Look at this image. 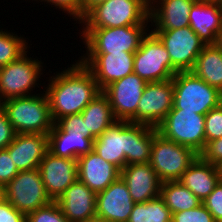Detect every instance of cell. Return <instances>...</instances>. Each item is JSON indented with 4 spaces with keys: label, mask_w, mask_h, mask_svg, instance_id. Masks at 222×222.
Returning <instances> with one entry per match:
<instances>
[{
    "label": "cell",
    "mask_w": 222,
    "mask_h": 222,
    "mask_svg": "<svg viewBox=\"0 0 222 222\" xmlns=\"http://www.w3.org/2000/svg\"><path fill=\"white\" fill-rule=\"evenodd\" d=\"M153 141L154 127L117 120L94 139L93 150L122 170L129 164L149 163Z\"/></svg>",
    "instance_id": "6da1fadb"
},
{
    "label": "cell",
    "mask_w": 222,
    "mask_h": 222,
    "mask_svg": "<svg viewBox=\"0 0 222 222\" xmlns=\"http://www.w3.org/2000/svg\"><path fill=\"white\" fill-rule=\"evenodd\" d=\"M48 77L44 89L47 94L53 122L81 113L102 90L93 74L79 61Z\"/></svg>",
    "instance_id": "7a4b0ae2"
},
{
    "label": "cell",
    "mask_w": 222,
    "mask_h": 222,
    "mask_svg": "<svg viewBox=\"0 0 222 222\" xmlns=\"http://www.w3.org/2000/svg\"><path fill=\"white\" fill-rule=\"evenodd\" d=\"M16 97L0 103L16 134H48L54 122L50 113V104L45 93Z\"/></svg>",
    "instance_id": "3957f363"
},
{
    "label": "cell",
    "mask_w": 222,
    "mask_h": 222,
    "mask_svg": "<svg viewBox=\"0 0 222 222\" xmlns=\"http://www.w3.org/2000/svg\"><path fill=\"white\" fill-rule=\"evenodd\" d=\"M83 54L135 53L142 38L150 30L149 24L129 25L113 28H80Z\"/></svg>",
    "instance_id": "277c9868"
},
{
    "label": "cell",
    "mask_w": 222,
    "mask_h": 222,
    "mask_svg": "<svg viewBox=\"0 0 222 222\" xmlns=\"http://www.w3.org/2000/svg\"><path fill=\"white\" fill-rule=\"evenodd\" d=\"M149 14L150 0H107L94 6L79 24L81 28L148 24Z\"/></svg>",
    "instance_id": "5b68a950"
},
{
    "label": "cell",
    "mask_w": 222,
    "mask_h": 222,
    "mask_svg": "<svg viewBox=\"0 0 222 222\" xmlns=\"http://www.w3.org/2000/svg\"><path fill=\"white\" fill-rule=\"evenodd\" d=\"M172 109L205 115L222 103V92L211 87L191 71L177 72L173 78Z\"/></svg>",
    "instance_id": "8992f818"
},
{
    "label": "cell",
    "mask_w": 222,
    "mask_h": 222,
    "mask_svg": "<svg viewBox=\"0 0 222 222\" xmlns=\"http://www.w3.org/2000/svg\"><path fill=\"white\" fill-rule=\"evenodd\" d=\"M28 53L0 68V103L11 98L34 95L37 92L33 90L42 85L40 79H43L41 75L44 74L45 64L40 58L29 57Z\"/></svg>",
    "instance_id": "52a82bcc"
},
{
    "label": "cell",
    "mask_w": 222,
    "mask_h": 222,
    "mask_svg": "<svg viewBox=\"0 0 222 222\" xmlns=\"http://www.w3.org/2000/svg\"><path fill=\"white\" fill-rule=\"evenodd\" d=\"M198 156L193 149L164 138L154 127L149 164L161 182L179 180Z\"/></svg>",
    "instance_id": "ba28073f"
},
{
    "label": "cell",
    "mask_w": 222,
    "mask_h": 222,
    "mask_svg": "<svg viewBox=\"0 0 222 222\" xmlns=\"http://www.w3.org/2000/svg\"><path fill=\"white\" fill-rule=\"evenodd\" d=\"M159 134L200 154L205 145V115L171 109L156 127Z\"/></svg>",
    "instance_id": "9c48e42d"
},
{
    "label": "cell",
    "mask_w": 222,
    "mask_h": 222,
    "mask_svg": "<svg viewBox=\"0 0 222 222\" xmlns=\"http://www.w3.org/2000/svg\"><path fill=\"white\" fill-rule=\"evenodd\" d=\"M133 72L147 83L166 81L176 74L172 70L167 49L151 29L134 53Z\"/></svg>",
    "instance_id": "30bf717a"
},
{
    "label": "cell",
    "mask_w": 222,
    "mask_h": 222,
    "mask_svg": "<svg viewBox=\"0 0 222 222\" xmlns=\"http://www.w3.org/2000/svg\"><path fill=\"white\" fill-rule=\"evenodd\" d=\"M4 193L5 199L25 215L52 202L45 190L39 168L18 172L4 186Z\"/></svg>",
    "instance_id": "8fae6325"
},
{
    "label": "cell",
    "mask_w": 222,
    "mask_h": 222,
    "mask_svg": "<svg viewBox=\"0 0 222 222\" xmlns=\"http://www.w3.org/2000/svg\"><path fill=\"white\" fill-rule=\"evenodd\" d=\"M167 49L172 70L191 71L205 44L190 26L172 30H151Z\"/></svg>",
    "instance_id": "7c38bea8"
},
{
    "label": "cell",
    "mask_w": 222,
    "mask_h": 222,
    "mask_svg": "<svg viewBox=\"0 0 222 222\" xmlns=\"http://www.w3.org/2000/svg\"><path fill=\"white\" fill-rule=\"evenodd\" d=\"M146 84L133 72L102 91L109 99L116 120L137 123V107Z\"/></svg>",
    "instance_id": "4fadbf2b"
},
{
    "label": "cell",
    "mask_w": 222,
    "mask_h": 222,
    "mask_svg": "<svg viewBox=\"0 0 222 222\" xmlns=\"http://www.w3.org/2000/svg\"><path fill=\"white\" fill-rule=\"evenodd\" d=\"M173 101L172 79L147 83L137 107V123L157 127L172 109Z\"/></svg>",
    "instance_id": "5bb4252c"
},
{
    "label": "cell",
    "mask_w": 222,
    "mask_h": 222,
    "mask_svg": "<svg viewBox=\"0 0 222 222\" xmlns=\"http://www.w3.org/2000/svg\"><path fill=\"white\" fill-rule=\"evenodd\" d=\"M78 60L93 74L102 91L133 73L134 53L83 54Z\"/></svg>",
    "instance_id": "9a60e30c"
},
{
    "label": "cell",
    "mask_w": 222,
    "mask_h": 222,
    "mask_svg": "<svg viewBox=\"0 0 222 222\" xmlns=\"http://www.w3.org/2000/svg\"><path fill=\"white\" fill-rule=\"evenodd\" d=\"M135 202L120 176L96 195V221L127 222Z\"/></svg>",
    "instance_id": "2e32d148"
},
{
    "label": "cell",
    "mask_w": 222,
    "mask_h": 222,
    "mask_svg": "<svg viewBox=\"0 0 222 222\" xmlns=\"http://www.w3.org/2000/svg\"><path fill=\"white\" fill-rule=\"evenodd\" d=\"M39 172L48 196L56 201L78 179L77 159L58 157L47 151Z\"/></svg>",
    "instance_id": "e0dca14e"
},
{
    "label": "cell",
    "mask_w": 222,
    "mask_h": 222,
    "mask_svg": "<svg viewBox=\"0 0 222 222\" xmlns=\"http://www.w3.org/2000/svg\"><path fill=\"white\" fill-rule=\"evenodd\" d=\"M96 193L78 179L56 200L69 222L96 221Z\"/></svg>",
    "instance_id": "ac0fdd59"
},
{
    "label": "cell",
    "mask_w": 222,
    "mask_h": 222,
    "mask_svg": "<svg viewBox=\"0 0 222 222\" xmlns=\"http://www.w3.org/2000/svg\"><path fill=\"white\" fill-rule=\"evenodd\" d=\"M78 180L96 194L121 176V170L101 158L94 150L77 158Z\"/></svg>",
    "instance_id": "d6986e66"
},
{
    "label": "cell",
    "mask_w": 222,
    "mask_h": 222,
    "mask_svg": "<svg viewBox=\"0 0 222 222\" xmlns=\"http://www.w3.org/2000/svg\"><path fill=\"white\" fill-rule=\"evenodd\" d=\"M6 149L19 172L37 169L48 151V134H16Z\"/></svg>",
    "instance_id": "ffe728a7"
},
{
    "label": "cell",
    "mask_w": 222,
    "mask_h": 222,
    "mask_svg": "<svg viewBox=\"0 0 222 222\" xmlns=\"http://www.w3.org/2000/svg\"><path fill=\"white\" fill-rule=\"evenodd\" d=\"M121 177L135 203H144L160 196L161 181L149 163L126 165Z\"/></svg>",
    "instance_id": "44dd1931"
},
{
    "label": "cell",
    "mask_w": 222,
    "mask_h": 222,
    "mask_svg": "<svg viewBox=\"0 0 222 222\" xmlns=\"http://www.w3.org/2000/svg\"><path fill=\"white\" fill-rule=\"evenodd\" d=\"M196 1L150 0V29L172 30L189 26L190 10Z\"/></svg>",
    "instance_id": "7402d4cb"
},
{
    "label": "cell",
    "mask_w": 222,
    "mask_h": 222,
    "mask_svg": "<svg viewBox=\"0 0 222 222\" xmlns=\"http://www.w3.org/2000/svg\"><path fill=\"white\" fill-rule=\"evenodd\" d=\"M189 26L205 45L216 44L222 28V4L196 1L190 10Z\"/></svg>",
    "instance_id": "603a6c76"
},
{
    "label": "cell",
    "mask_w": 222,
    "mask_h": 222,
    "mask_svg": "<svg viewBox=\"0 0 222 222\" xmlns=\"http://www.w3.org/2000/svg\"><path fill=\"white\" fill-rule=\"evenodd\" d=\"M222 179L221 169L200 156L182 174L180 181L202 202Z\"/></svg>",
    "instance_id": "cb8c5ba5"
},
{
    "label": "cell",
    "mask_w": 222,
    "mask_h": 222,
    "mask_svg": "<svg viewBox=\"0 0 222 222\" xmlns=\"http://www.w3.org/2000/svg\"><path fill=\"white\" fill-rule=\"evenodd\" d=\"M93 150V140L86 135L61 130L55 123L48 133V151L55 156L77 159Z\"/></svg>",
    "instance_id": "d4e9b609"
},
{
    "label": "cell",
    "mask_w": 222,
    "mask_h": 222,
    "mask_svg": "<svg viewBox=\"0 0 222 222\" xmlns=\"http://www.w3.org/2000/svg\"><path fill=\"white\" fill-rule=\"evenodd\" d=\"M81 115L84 120V135L93 141L117 121L113 115L109 99L103 92L87 105Z\"/></svg>",
    "instance_id": "484cf974"
},
{
    "label": "cell",
    "mask_w": 222,
    "mask_h": 222,
    "mask_svg": "<svg viewBox=\"0 0 222 222\" xmlns=\"http://www.w3.org/2000/svg\"><path fill=\"white\" fill-rule=\"evenodd\" d=\"M191 72L222 92V50L216 44L205 45Z\"/></svg>",
    "instance_id": "4316f807"
},
{
    "label": "cell",
    "mask_w": 222,
    "mask_h": 222,
    "mask_svg": "<svg viewBox=\"0 0 222 222\" xmlns=\"http://www.w3.org/2000/svg\"><path fill=\"white\" fill-rule=\"evenodd\" d=\"M160 197L171 214L196 208L202 202L180 181L161 182Z\"/></svg>",
    "instance_id": "83f0119b"
},
{
    "label": "cell",
    "mask_w": 222,
    "mask_h": 222,
    "mask_svg": "<svg viewBox=\"0 0 222 222\" xmlns=\"http://www.w3.org/2000/svg\"><path fill=\"white\" fill-rule=\"evenodd\" d=\"M172 214L159 196L144 203H135L127 222H171Z\"/></svg>",
    "instance_id": "f1b7e54d"
},
{
    "label": "cell",
    "mask_w": 222,
    "mask_h": 222,
    "mask_svg": "<svg viewBox=\"0 0 222 222\" xmlns=\"http://www.w3.org/2000/svg\"><path fill=\"white\" fill-rule=\"evenodd\" d=\"M19 36L15 32L0 29V68L19 59L29 50L30 44L28 45L26 40L28 38Z\"/></svg>",
    "instance_id": "f546056e"
},
{
    "label": "cell",
    "mask_w": 222,
    "mask_h": 222,
    "mask_svg": "<svg viewBox=\"0 0 222 222\" xmlns=\"http://www.w3.org/2000/svg\"><path fill=\"white\" fill-rule=\"evenodd\" d=\"M26 222H69L56 201L26 215Z\"/></svg>",
    "instance_id": "4dcf8cb0"
},
{
    "label": "cell",
    "mask_w": 222,
    "mask_h": 222,
    "mask_svg": "<svg viewBox=\"0 0 222 222\" xmlns=\"http://www.w3.org/2000/svg\"><path fill=\"white\" fill-rule=\"evenodd\" d=\"M45 2L46 4L54 5L55 9L61 10L62 13L67 14L70 19H75L76 23L79 24L84 19V8H83V0H32V2ZM78 21V22H77Z\"/></svg>",
    "instance_id": "1f68e13d"
},
{
    "label": "cell",
    "mask_w": 222,
    "mask_h": 222,
    "mask_svg": "<svg viewBox=\"0 0 222 222\" xmlns=\"http://www.w3.org/2000/svg\"><path fill=\"white\" fill-rule=\"evenodd\" d=\"M206 143L222 137V103L205 114Z\"/></svg>",
    "instance_id": "d6a6232c"
},
{
    "label": "cell",
    "mask_w": 222,
    "mask_h": 222,
    "mask_svg": "<svg viewBox=\"0 0 222 222\" xmlns=\"http://www.w3.org/2000/svg\"><path fill=\"white\" fill-rule=\"evenodd\" d=\"M171 222H216L212 214L201 203L196 208L172 214Z\"/></svg>",
    "instance_id": "836d02e7"
},
{
    "label": "cell",
    "mask_w": 222,
    "mask_h": 222,
    "mask_svg": "<svg viewBox=\"0 0 222 222\" xmlns=\"http://www.w3.org/2000/svg\"><path fill=\"white\" fill-rule=\"evenodd\" d=\"M202 204L212 214L216 222H222V179L207 198L202 201Z\"/></svg>",
    "instance_id": "e575fe53"
},
{
    "label": "cell",
    "mask_w": 222,
    "mask_h": 222,
    "mask_svg": "<svg viewBox=\"0 0 222 222\" xmlns=\"http://www.w3.org/2000/svg\"><path fill=\"white\" fill-rule=\"evenodd\" d=\"M19 170L13 163L7 149L0 150V184L6 186L17 174Z\"/></svg>",
    "instance_id": "d590c367"
},
{
    "label": "cell",
    "mask_w": 222,
    "mask_h": 222,
    "mask_svg": "<svg viewBox=\"0 0 222 222\" xmlns=\"http://www.w3.org/2000/svg\"><path fill=\"white\" fill-rule=\"evenodd\" d=\"M199 156L206 162L218 167L222 166V137L206 143Z\"/></svg>",
    "instance_id": "8d00e7d4"
},
{
    "label": "cell",
    "mask_w": 222,
    "mask_h": 222,
    "mask_svg": "<svg viewBox=\"0 0 222 222\" xmlns=\"http://www.w3.org/2000/svg\"><path fill=\"white\" fill-rule=\"evenodd\" d=\"M16 132L9 122L6 112L0 106V150L6 149L13 141Z\"/></svg>",
    "instance_id": "74e56055"
},
{
    "label": "cell",
    "mask_w": 222,
    "mask_h": 222,
    "mask_svg": "<svg viewBox=\"0 0 222 222\" xmlns=\"http://www.w3.org/2000/svg\"><path fill=\"white\" fill-rule=\"evenodd\" d=\"M55 124L61 130H69L84 134V120L81 113L68 115L58 119Z\"/></svg>",
    "instance_id": "f35d334b"
},
{
    "label": "cell",
    "mask_w": 222,
    "mask_h": 222,
    "mask_svg": "<svg viewBox=\"0 0 222 222\" xmlns=\"http://www.w3.org/2000/svg\"><path fill=\"white\" fill-rule=\"evenodd\" d=\"M0 222H26V215L4 199L0 202Z\"/></svg>",
    "instance_id": "ab89813d"
},
{
    "label": "cell",
    "mask_w": 222,
    "mask_h": 222,
    "mask_svg": "<svg viewBox=\"0 0 222 222\" xmlns=\"http://www.w3.org/2000/svg\"><path fill=\"white\" fill-rule=\"evenodd\" d=\"M107 0H83L84 17L97 4Z\"/></svg>",
    "instance_id": "60d3db41"
},
{
    "label": "cell",
    "mask_w": 222,
    "mask_h": 222,
    "mask_svg": "<svg viewBox=\"0 0 222 222\" xmlns=\"http://www.w3.org/2000/svg\"><path fill=\"white\" fill-rule=\"evenodd\" d=\"M216 45L222 50V28L217 35Z\"/></svg>",
    "instance_id": "b9f144b4"
},
{
    "label": "cell",
    "mask_w": 222,
    "mask_h": 222,
    "mask_svg": "<svg viewBox=\"0 0 222 222\" xmlns=\"http://www.w3.org/2000/svg\"><path fill=\"white\" fill-rule=\"evenodd\" d=\"M5 199L4 186L0 184V202Z\"/></svg>",
    "instance_id": "7bdbcfd3"
},
{
    "label": "cell",
    "mask_w": 222,
    "mask_h": 222,
    "mask_svg": "<svg viewBox=\"0 0 222 222\" xmlns=\"http://www.w3.org/2000/svg\"><path fill=\"white\" fill-rule=\"evenodd\" d=\"M197 1L221 3V0H197Z\"/></svg>",
    "instance_id": "ee69618b"
}]
</instances>
